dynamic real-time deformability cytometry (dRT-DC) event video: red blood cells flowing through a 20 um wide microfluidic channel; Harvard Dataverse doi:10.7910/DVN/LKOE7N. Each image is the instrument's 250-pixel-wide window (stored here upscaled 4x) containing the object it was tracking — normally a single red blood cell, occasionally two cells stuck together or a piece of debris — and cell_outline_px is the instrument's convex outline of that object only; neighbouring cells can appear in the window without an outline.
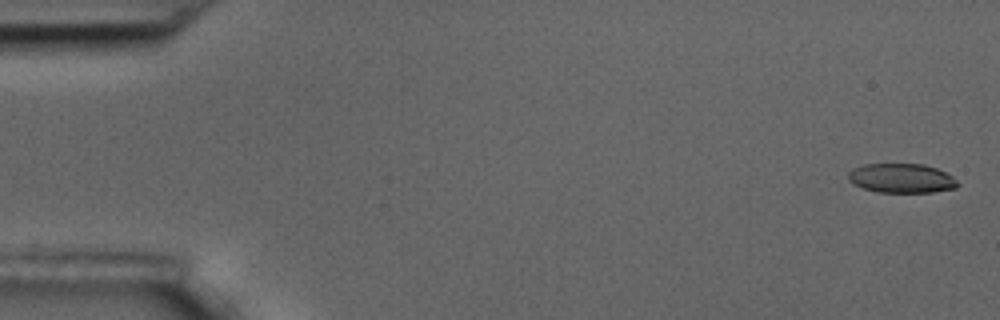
{"species": "common noctule bat (a hibernating species)", "species_latin": "Nyctalus noctula", "temperature_condition": "room temperature", "stored_images_in_passage": 5, "camera_frame_rate_fps": 3000, "um_per_image_px": 0.085, "animal": {"sex": "male", "body_mass_g": 17.5, "forearm_length_mm": 52.3}, "frame": {"image": 1, "passage_image": 1, "time_ms": 0.0, "image_size_px": [1000, 320], "cell_outline_px": [[960, 184], [956, 188], [932, 192], [876, 192], [852, 184], [848, 180], [848, 172], [852, 168], [864, 164], [924, 164], [936, 168], [952, 176]], "centroid_in_image_um": [76.6, 15.15], "position_along_channel_um": 8.4, "area_um2": 18.79}}